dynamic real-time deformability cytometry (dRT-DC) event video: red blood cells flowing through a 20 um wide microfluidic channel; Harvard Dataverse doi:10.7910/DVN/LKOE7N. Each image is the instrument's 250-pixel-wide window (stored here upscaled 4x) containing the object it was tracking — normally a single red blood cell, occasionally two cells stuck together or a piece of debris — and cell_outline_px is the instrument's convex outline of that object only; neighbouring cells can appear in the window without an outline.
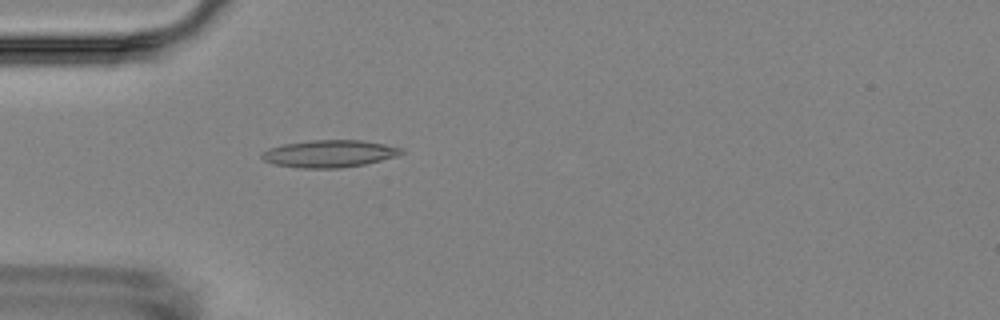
{"species": "Egyptian fruit bat (a non-hibernating species)", "species_latin": "Rousettus aegyptiacus", "temperature_condition": "room temperature", "stored_images_in_passage": 1, "camera_frame_rate_fps": 3000, "um_per_image_px": 0.085, "animal": {"sex": "female"}, "frame": {"image": 1, "passage_image": 1, "time_ms": 0.0, "image_size_px": [1000, 320], "cell_outline_px": [[404, 152], [396, 156], [364, 164], [340, 168], [300, 168], [272, 164], [264, 160], [260, 156], [268, 148], [284, 144], [312, 140], [360, 140], [384, 144], [404, 148]], "centroid_in_image_um": [27.98, 13.06], "position_along_channel_um": 57.0, "area_um2": 22.08}}